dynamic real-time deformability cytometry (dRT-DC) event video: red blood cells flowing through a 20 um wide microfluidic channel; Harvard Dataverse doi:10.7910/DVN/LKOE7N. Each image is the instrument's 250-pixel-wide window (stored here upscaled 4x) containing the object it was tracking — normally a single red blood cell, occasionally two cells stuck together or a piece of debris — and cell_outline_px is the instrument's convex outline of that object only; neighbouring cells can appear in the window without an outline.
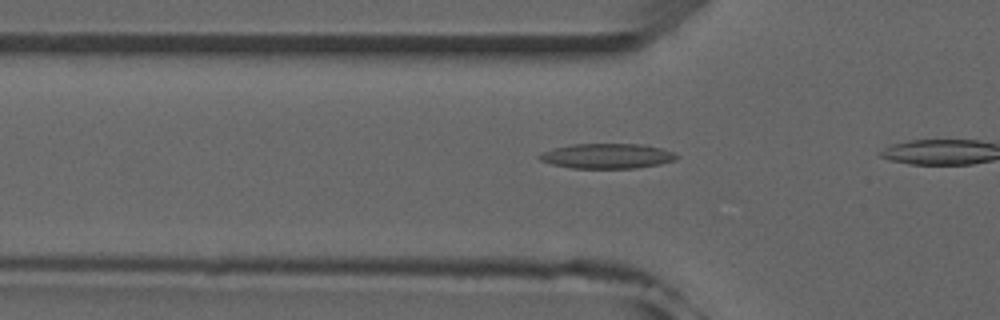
{"species": "common noctule bat (a hibernating species)", "species_latin": "Nyctalus noctula", "temperature_condition": "room temperature", "stored_images_in_passage": 8, "camera_frame_rate_fps": 3000, "um_per_image_px": 0.085, "animal": {"sex": "male", "forearm_length_mm": 52.5}, "frame": {"image": 1, "passage_image": 3, "time_ms": 0.667, "image_size_px": [1000, 320], "cell_outline_px": [[680, 156], [676, 160], [660, 164], [636, 168], [572, 168], [552, 164], [540, 160], [536, 156], [540, 152], [552, 148], [572, 144], [640, 144], [660, 148], [672, 152]], "centroid_in_image_um": [51.57, 13.26], "position_along_channel_um": 74.2, "area_um2": 20.06}}
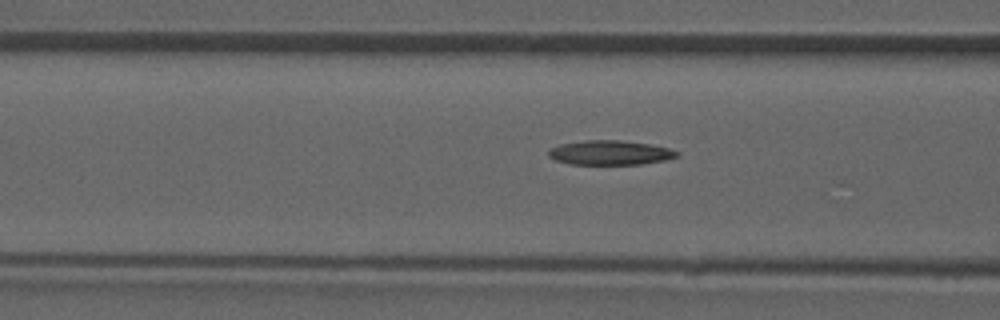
{"frame": {"image": 2, "passage_image": 6, "time_ms": 1.667, "image_size_px": [1000, 320], "cell_outline_px": [[680, 156], [664, 160], [640, 164], [568, 164], [556, 160], [548, 156], [548, 152], [552, 148], [560, 144], [584, 140], [620, 140], [648, 144], [668, 148], [680, 152]], "centroid_in_image_um": [51.86, 12.98], "position_along_channel_um": 114.7, "area_um2": 18.21}}